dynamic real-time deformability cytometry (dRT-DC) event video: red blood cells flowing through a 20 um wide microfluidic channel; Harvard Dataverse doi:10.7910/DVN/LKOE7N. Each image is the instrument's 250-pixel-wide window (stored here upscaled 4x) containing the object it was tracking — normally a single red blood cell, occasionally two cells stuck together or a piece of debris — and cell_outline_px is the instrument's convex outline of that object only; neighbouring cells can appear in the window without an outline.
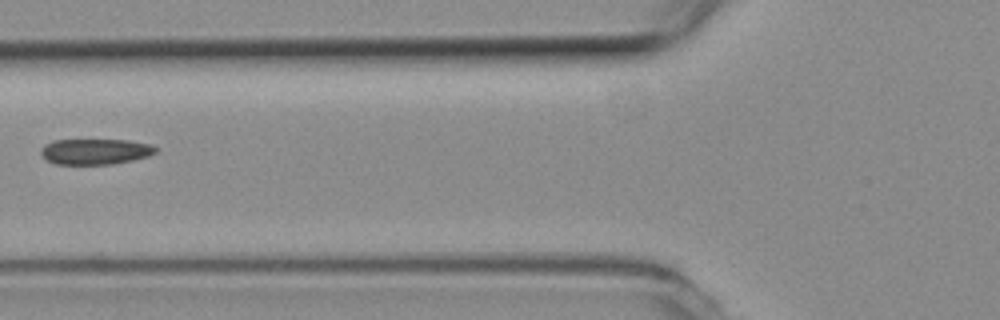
{"species": "common noctule bat (a hibernating species)", "species_latin": "Nyctalus noctula", "temperature_condition": "room temperature", "stored_images_in_passage": 4, "camera_frame_rate_fps": 3000, "um_per_image_px": 0.085, "animal": {"sex": "female", "body_mass_g": 19.3, "forearm_length_mm": 54.1}, "frame": {"image": 1, "passage_image": 3, "time_ms": 0.667, "image_size_px": [1000, 320], "cell_outline_px": [[156, 152], [148, 156], [132, 160], [112, 164], [56, 164], [48, 160], [40, 152], [40, 148], [44, 144], [52, 140], [128, 140], [152, 144], [156, 148]], "centroid_in_image_um": [8.09, 12.87], "position_along_channel_um": 117.7, "area_um2": 17.17}}
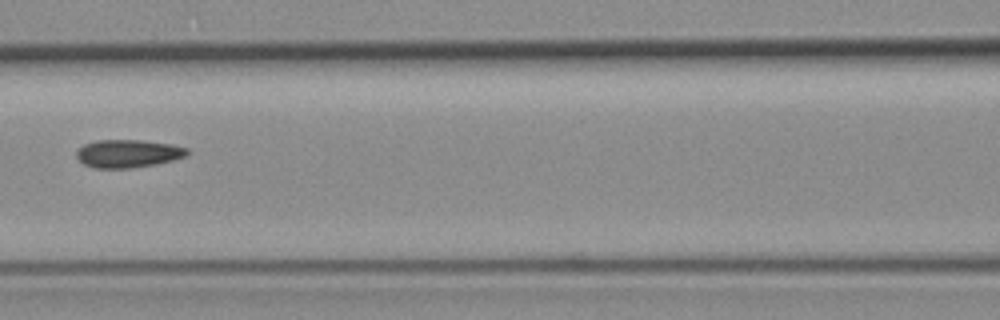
{"frame": {"image": 2, "passage_image": 4, "time_ms": 1.0, "image_size_px": [1000, 320], "cell_outline_px": [[188, 152], [184, 156], [172, 160], [156, 164], [132, 168], [96, 168], [84, 164], [76, 156], [76, 152], [84, 144], [96, 140], [140, 140], [172, 144], [188, 148]], "centroid_in_image_um": [10.87, 13.05], "position_along_channel_um": 155.7, "area_um2": 17.92}}